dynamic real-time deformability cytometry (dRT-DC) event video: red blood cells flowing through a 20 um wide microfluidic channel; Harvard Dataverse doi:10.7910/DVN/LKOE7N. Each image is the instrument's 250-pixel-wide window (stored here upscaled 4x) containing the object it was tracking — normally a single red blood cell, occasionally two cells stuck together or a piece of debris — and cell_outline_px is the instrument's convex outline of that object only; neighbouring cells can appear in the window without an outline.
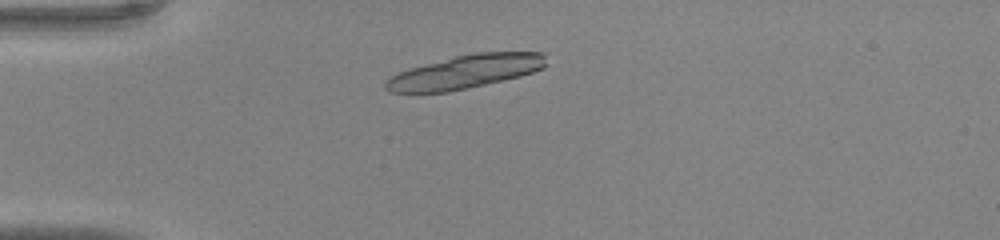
{"species": "common noctule bat (a hibernating species)", "species_latin": "Nyctalus noctula", "temperature_condition": "warm", "stored_images_in_passage": 40, "camera_frame_rate_fps": 3000, "um_per_image_px": 0.085, "animal": {"sex": "male", "body_mass_g": 20.0, "forearm_length_mm": 53.3}, "frame": {"image": 1, "passage_image": 7, "time_ms": 2.0, "image_size_px": [1000, 240], "cell_outline_px": [[548, 64], [544, 68], [520, 76], [448, 92], [388, 92], [384, 88], [384, 84], [392, 76], [400, 72], [412, 68], [456, 56], [476, 52], [544, 52]], "centroid_in_image_um": [39.61, 6.09], "position_along_channel_um": 45.4, "area_um2": 30.87}}